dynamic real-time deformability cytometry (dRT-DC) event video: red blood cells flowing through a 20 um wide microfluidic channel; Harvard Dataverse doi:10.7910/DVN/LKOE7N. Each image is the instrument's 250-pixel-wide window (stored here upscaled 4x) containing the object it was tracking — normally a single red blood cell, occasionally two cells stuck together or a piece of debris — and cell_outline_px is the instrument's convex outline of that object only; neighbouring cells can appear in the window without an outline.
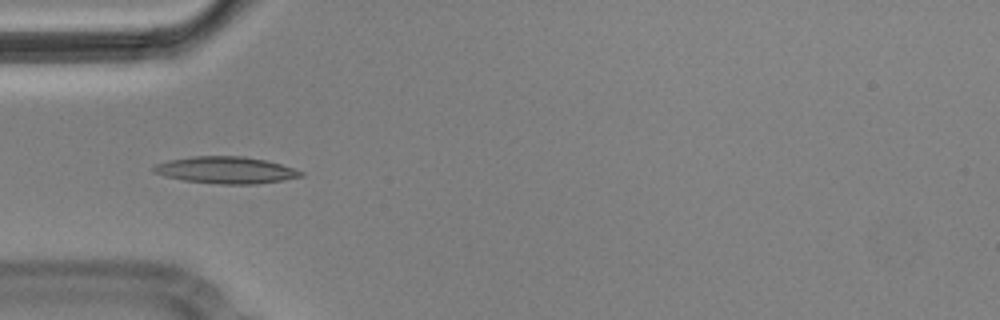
{"species": "Egyptian fruit bat (a non-hibernating species)", "species_latin": "Rousettus aegyptiacus", "temperature_condition": "cold", "stored_images_in_passage": 8, "camera_frame_rate_fps": 3000, "um_per_image_px": 0.085, "animal": {"sex": "male"}, "frame": {"image": 1, "passage_image": 4, "time_ms": 1.0, "image_size_px": [1000, 320], "cell_outline_px": [[304, 176], [284, 180], [256, 184], [220, 184], [184, 180], [164, 176], [152, 172], [152, 168], [156, 164], [168, 160], [192, 156], [244, 156], [264, 160], [280, 164], [304, 172]], "centroid_in_image_um": [19.18, 14.46], "position_along_channel_um": 65.8, "area_um2": 23.0}}
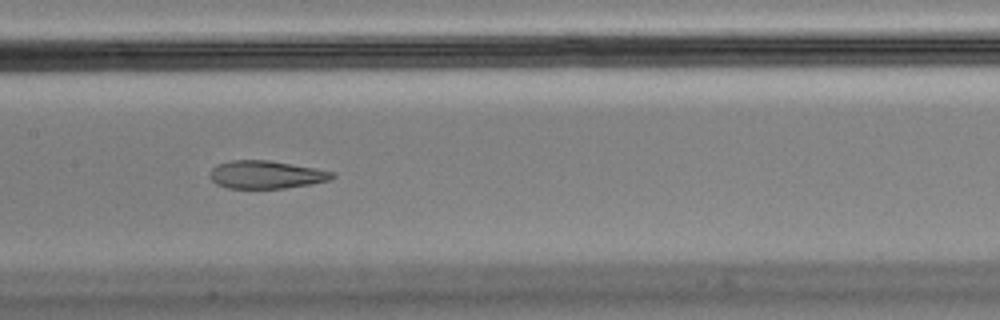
{"frame": {"image": 2, "passage_image": 7, "time_ms": 2.0, "image_size_px": [1000, 320], "cell_outline_px": [[336, 176], [328, 180], [308, 184], [284, 188], [228, 188], [216, 184], [208, 176], [212, 168], [216, 164], [232, 160], [268, 160], [316, 168], [336, 172]], "centroid_in_image_um": [22.6, 14.83], "position_along_channel_um": 184.8, "area_um2": 19.88}}
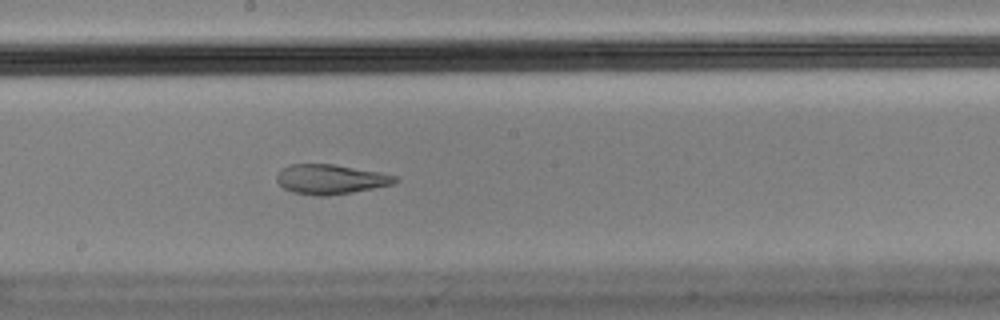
{"frame": {"image": 3, "passage_image": 8, "time_ms": 2.333, "image_size_px": [1000, 320], "cell_outline_px": [[400, 180], [392, 184], [352, 192], [328, 196], [312, 196], [292, 192], [284, 188], [276, 180], [276, 176], [280, 168], [288, 164], [332, 164], [380, 172], [396, 176]], "centroid_in_image_um": [28.05, 15.24], "position_along_channel_um": 220.1, "area_um2": 20.58}}